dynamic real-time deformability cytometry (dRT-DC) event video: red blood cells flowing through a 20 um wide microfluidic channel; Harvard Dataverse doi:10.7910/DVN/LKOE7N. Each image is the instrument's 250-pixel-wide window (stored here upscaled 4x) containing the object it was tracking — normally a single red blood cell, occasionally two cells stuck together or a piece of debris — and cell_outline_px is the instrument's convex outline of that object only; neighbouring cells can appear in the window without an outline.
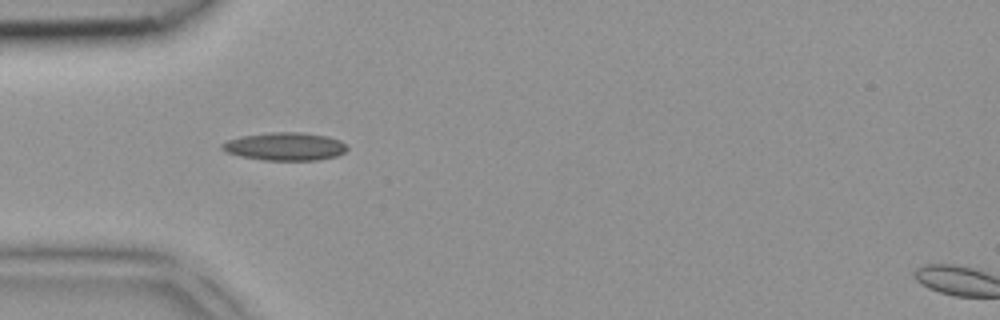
{"species": "common noctule bat (a hibernating species)", "species_latin": "Nyctalus noctula", "temperature_condition": "room temperature", "stored_images_in_passage": 4, "camera_frame_rate_fps": 3000, "um_per_image_px": 0.085, "animal": {"sex": "female", "body_mass_g": 18.4}, "frame": {"image": 1, "passage_image": 2, "time_ms": 0.333, "image_size_px": [1000, 320], "cell_outline_px": [[348, 148], [344, 152], [336, 156], [316, 160], [264, 160], [240, 156], [224, 152], [220, 148], [220, 144], [228, 140], [240, 136], [268, 132], [300, 132], [328, 136], [340, 140]], "centroid_in_image_um": [24.18, 12.44], "position_along_channel_um": 60.8, "area_um2": 20.52}}